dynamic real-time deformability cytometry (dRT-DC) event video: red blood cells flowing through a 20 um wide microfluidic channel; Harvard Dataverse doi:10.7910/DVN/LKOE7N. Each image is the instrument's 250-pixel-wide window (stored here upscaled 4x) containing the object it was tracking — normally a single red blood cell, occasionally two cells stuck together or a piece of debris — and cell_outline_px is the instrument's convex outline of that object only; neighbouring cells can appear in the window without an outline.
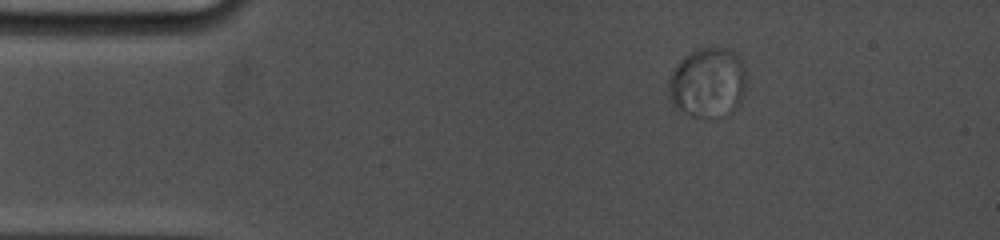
{"species": "common noctule bat (a hibernating species)", "species_latin": "Nyctalus noctula", "temperature_condition": "cold", "stored_images_in_passage": 28, "camera_frame_rate_fps": 5000, "um_per_image_px": 0.085, "animal": {"sex": "female", "body_mass_g": 19.0, "forearm_length_mm": 53.3}, "frame": {"image": 1, "passage_image": 5, "time_ms": 2.8, "image_size_px": [1000, 240], "cell_outline_px": [[748, 80], [744, 96], [740, 104], [700, 116], [692, 116], [680, 108], [672, 100], [668, 88], [668, 80], [672, 72], [680, 60], [684, 56], [700, 48], [724, 48], [736, 52], [744, 60]], "centroid_in_image_um": [60.22, 6.9], "position_along_channel_um": 24.8, "area_um2": 30.75}}
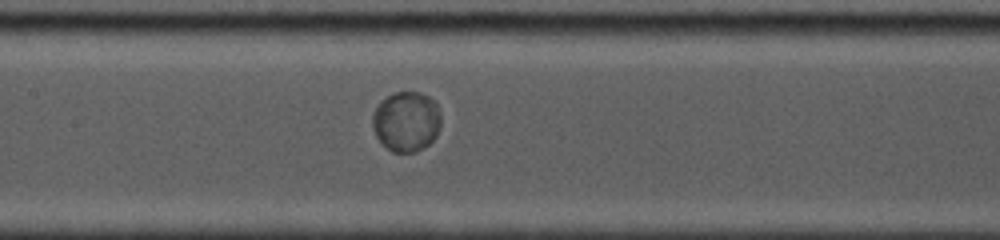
{"frame": {"image": 2, "passage_image": 12, "time_ms": 8.4, "image_size_px": [1000, 240], "cell_outline_px": [[440, 128], [436, 136], [424, 148], [416, 152], [392, 152], [380, 144], [376, 136], [372, 124], [372, 112], [380, 100], [392, 92], [420, 92], [428, 96], [436, 104], [440, 112]], "centroid_in_image_um": [34.51, 10.33], "position_along_channel_um": 172.9, "area_um2": 24.39}}
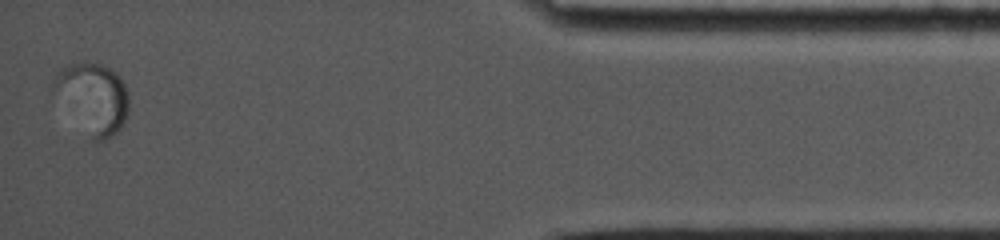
{"frame": {"image": 3, "passage_image": 28, "time_ms": 16.6, "image_size_px": [1000, 240], "cell_outline_px": [[128, 112], [120, 128], [116, 132], [104, 140], [92, 140], [48, 88], [52, 80], [64, 68], [72, 64], [104, 64], [120, 76], [124, 80], [128, 96]], "centroid_in_image_um": [7.88, 8.33], "position_along_channel_um": 427.3, "area_um2": 30.52}, "authors_computed_cell_mechanics": {"area_um2": 24.565, "velocity_mm_per_s": 3.7234, "shape_relaxation_time_tau1_ms": 1.4434, "shape_relaxation_time_tau2_ms": null, "deformation_change_tau1": 0.0023, "deformation_change_tau2": null}}